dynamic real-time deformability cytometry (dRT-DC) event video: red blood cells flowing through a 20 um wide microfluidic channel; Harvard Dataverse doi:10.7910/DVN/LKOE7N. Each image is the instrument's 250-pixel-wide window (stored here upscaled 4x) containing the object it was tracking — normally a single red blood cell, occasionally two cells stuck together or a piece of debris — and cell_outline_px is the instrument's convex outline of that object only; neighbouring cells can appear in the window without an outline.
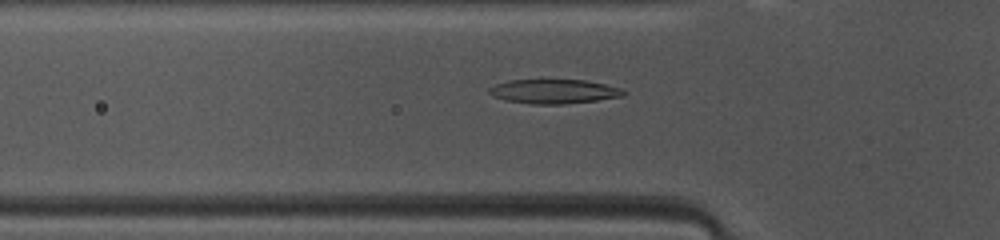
{"species": "common noctule bat (a hibernating species)", "species_latin": "Nyctalus noctula", "temperature_condition": "warm", "stored_images_in_passage": 46, "camera_frame_rate_fps": 3000, "um_per_image_px": 0.085, "animal": {"sex": "female", "body_mass_g": 10.0, "forearm_length_mm": 53.1}, "frame": {"image": 1, "passage_image": 13, "time_ms": 4.0, "image_size_px": [1000, 240], "cell_outline_px": [[628, 92], [624, 96], [596, 100], [564, 104], [532, 104], [504, 100], [492, 96], [488, 92], [488, 88], [496, 84], [508, 80], [584, 80], [604, 84], [620, 88]], "centroid_in_image_um": [47.06, 7.77], "position_along_channel_um": 78.7, "area_um2": 19.02}}
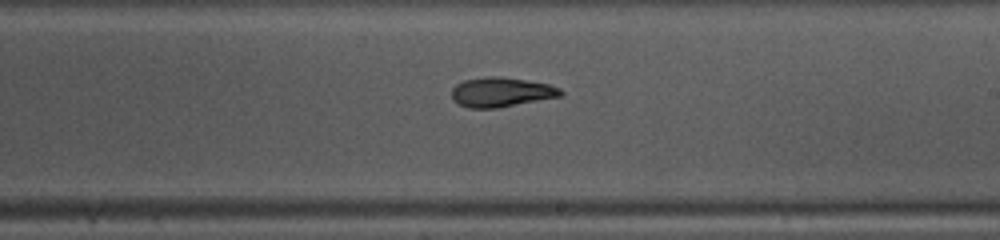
{"frame": {"image": 2, "passage_image": 25, "time_ms": 8.0, "image_size_px": [1000, 240], "cell_outline_px": [[564, 96], [496, 108], [468, 108], [456, 104], [452, 100], [452, 88], [456, 84], [464, 80], [484, 76], [500, 76], [548, 84], [560, 88], [564, 92]], "centroid_in_image_um": [42.59, 7.83], "position_along_channel_um": 246.4, "area_um2": 19.02}}
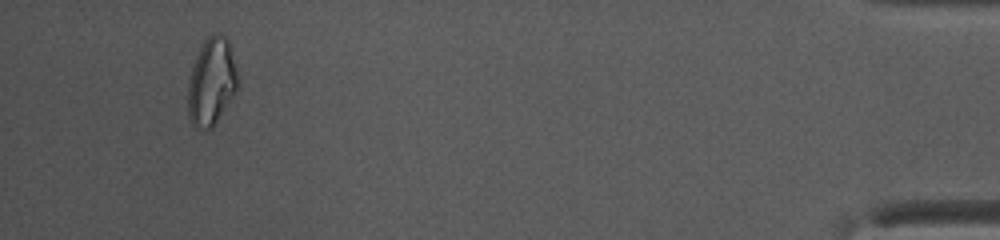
{"frame": {"image": 3, "passage_image": 43, "time_ms": 14.0, "image_size_px": [1000, 240], "cell_outline_px": [[240, 84], [236, 92], [212, 128], [196, 128], [192, 124], [188, 116], [188, 80], [196, 56], [204, 40], [212, 32], [216, 32], [224, 36], [228, 40], [240, 80]], "centroid_in_image_um": [18.0, 6.93], "position_along_channel_um": 417.2, "area_um2": 25.55}, "authors_computed_cell_mechanics": {"area_um2": 19.3919, "velocity_mm_per_s": 4.1703, "shape_relaxation_time_tau1_ms": 5.4638, "shape_relaxation_time_tau2_ms": 3.8928, "deformation_change_tau1": 0.1981, "deformation_change_tau2": 0.1041}}